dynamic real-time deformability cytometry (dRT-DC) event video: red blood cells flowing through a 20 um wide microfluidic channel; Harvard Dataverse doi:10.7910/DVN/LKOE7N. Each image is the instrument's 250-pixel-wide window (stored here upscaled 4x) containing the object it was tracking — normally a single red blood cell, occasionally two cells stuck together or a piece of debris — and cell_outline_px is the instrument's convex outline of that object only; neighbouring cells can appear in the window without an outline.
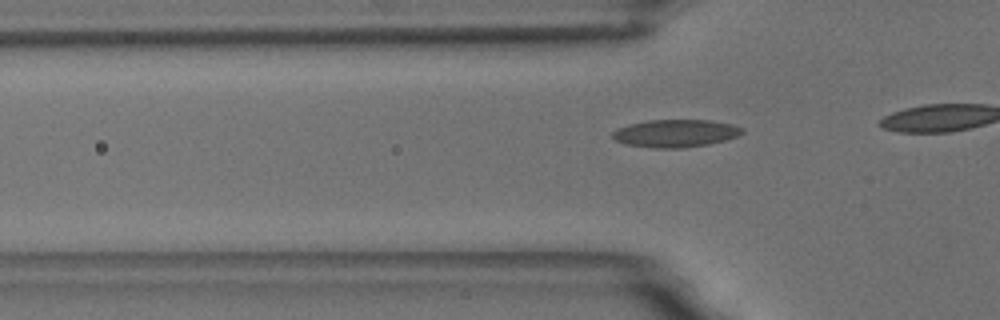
{"species": "common noctule bat (a hibernating species)", "species_latin": "Nyctalus noctula", "temperature_condition": "room temperature", "stored_images_in_passage": 18, "camera_frame_rate_fps": 3000, "um_per_image_px": 0.085, "animal": {"sex": "male", "body_mass_g": 18.8}, "frame": {"image": 1, "passage_image": 12, "time_ms": 3.667, "image_size_px": [1000, 320], "cell_outline_px": [[744, 132], [736, 136], [724, 140], [708, 144], [684, 148], [652, 148], [624, 144], [616, 140], [612, 136], [612, 132], [616, 128], [628, 124], [648, 120], [712, 120], [732, 124], [744, 128]], "centroid_in_image_um": [57.39, 11.33], "position_along_channel_um": 68.4, "area_um2": 21.04}}
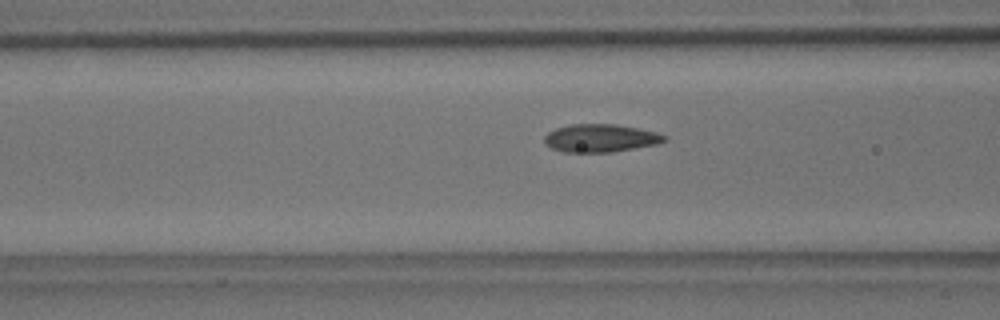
{"frame": {"image": 2, "passage_image": 16, "time_ms": 5.0, "image_size_px": [1000, 320], "cell_outline_px": [[668, 140], [656, 144], [612, 152], [564, 152], [552, 148], [544, 144], [544, 136], [548, 132], [556, 128], [572, 124], [612, 124], [636, 128], [656, 132], [668, 136]], "centroid_in_image_um": [51.03, 11.74], "position_along_channel_um": 115.6, "area_um2": 19.48}}